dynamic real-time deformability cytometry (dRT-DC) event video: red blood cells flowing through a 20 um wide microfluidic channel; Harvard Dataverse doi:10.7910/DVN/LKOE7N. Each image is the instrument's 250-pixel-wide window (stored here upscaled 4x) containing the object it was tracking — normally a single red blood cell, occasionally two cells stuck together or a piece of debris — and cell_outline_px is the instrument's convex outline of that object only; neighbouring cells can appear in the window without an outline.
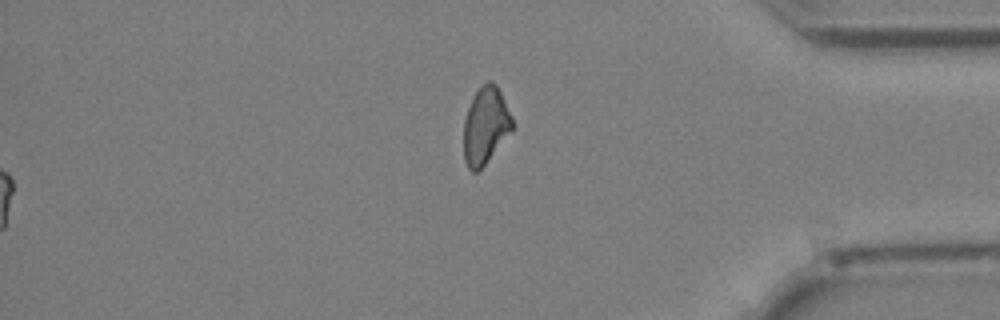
{"species": "Egyptian fruit bat (a non-hibernating species)", "species_latin": "Rousettus aegyptiacus", "temperature_condition": "cold", "stored_images_in_passage": 41, "segment_of_instrument_passage": [2, 2], "camera_frame_rate_fps": 3000, "um_per_image_px": 0.085, "animal": {"sex": "female"}, "frame": {"image": 1, "passage_image": 41, "time_ms": 13.333, "image_size_px": [1000, 320], "cell_outline_px": [[512, 128], [484, 164], [476, 172], [472, 172], [468, 168], [464, 160], [464, 120], [468, 108], [476, 92], [488, 80], [492, 80], [496, 84], [512, 116]], "centroid_in_image_um": [41.24, 10.66], "position_along_channel_um": 394.0, "area_um2": 21.1}}